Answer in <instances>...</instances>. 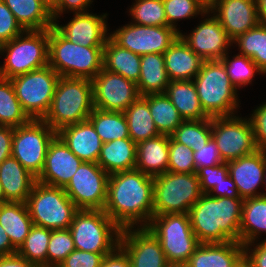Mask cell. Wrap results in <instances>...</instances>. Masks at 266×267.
<instances>
[{
	"mask_svg": "<svg viewBox=\"0 0 266 267\" xmlns=\"http://www.w3.org/2000/svg\"><path fill=\"white\" fill-rule=\"evenodd\" d=\"M249 119L257 149L266 151V102L258 106Z\"/></svg>",
	"mask_w": 266,
	"mask_h": 267,
	"instance_id": "obj_51",
	"label": "cell"
},
{
	"mask_svg": "<svg viewBox=\"0 0 266 267\" xmlns=\"http://www.w3.org/2000/svg\"><path fill=\"white\" fill-rule=\"evenodd\" d=\"M73 15V19L71 18L66 25L54 22V27L70 42L85 47H104L110 36V33H107L108 15H97L88 11Z\"/></svg>",
	"mask_w": 266,
	"mask_h": 267,
	"instance_id": "obj_20",
	"label": "cell"
},
{
	"mask_svg": "<svg viewBox=\"0 0 266 267\" xmlns=\"http://www.w3.org/2000/svg\"><path fill=\"white\" fill-rule=\"evenodd\" d=\"M48 65L61 77L92 80L103 68V47L70 42L52 26L48 29Z\"/></svg>",
	"mask_w": 266,
	"mask_h": 267,
	"instance_id": "obj_3",
	"label": "cell"
},
{
	"mask_svg": "<svg viewBox=\"0 0 266 267\" xmlns=\"http://www.w3.org/2000/svg\"><path fill=\"white\" fill-rule=\"evenodd\" d=\"M60 75L49 65L11 78L23 110L31 119L48 113Z\"/></svg>",
	"mask_w": 266,
	"mask_h": 267,
	"instance_id": "obj_11",
	"label": "cell"
},
{
	"mask_svg": "<svg viewBox=\"0 0 266 267\" xmlns=\"http://www.w3.org/2000/svg\"><path fill=\"white\" fill-rule=\"evenodd\" d=\"M82 162L56 135L48 146L44 166L37 177V182L64 188Z\"/></svg>",
	"mask_w": 266,
	"mask_h": 267,
	"instance_id": "obj_19",
	"label": "cell"
},
{
	"mask_svg": "<svg viewBox=\"0 0 266 267\" xmlns=\"http://www.w3.org/2000/svg\"><path fill=\"white\" fill-rule=\"evenodd\" d=\"M167 25L177 29L176 22L199 14L206 16L208 5L204 0H163Z\"/></svg>",
	"mask_w": 266,
	"mask_h": 267,
	"instance_id": "obj_44",
	"label": "cell"
},
{
	"mask_svg": "<svg viewBox=\"0 0 266 267\" xmlns=\"http://www.w3.org/2000/svg\"><path fill=\"white\" fill-rule=\"evenodd\" d=\"M263 232L266 233V194L244 199L239 242L242 245L255 243Z\"/></svg>",
	"mask_w": 266,
	"mask_h": 267,
	"instance_id": "obj_34",
	"label": "cell"
},
{
	"mask_svg": "<svg viewBox=\"0 0 266 267\" xmlns=\"http://www.w3.org/2000/svg\"><path fill=\"white\" fill-rule=\"evenodd\" d=\"M56 135L57 132L42 119H31L24 125L14 127L12 156L38 177L44 166L48 146Z\"/></svg>",
	"mask_w": 266,
	"mask_h": 267,
	"instance_id": "obj_12",
	"label": "cell"
},
{
	"mask_svg": "<svg viewBox=\"0 0 266 267\" xmlns=\"http://www.w3.org/2000/svg\"><path fill=\"white\" fill-rule=\"evenodd\" d=\"M100 267H131V262L126 251L118 245L103 257Z\"/></svg>",
	"mask_w": 266,
	"mask_h": 267,
	"instance_id": "obj_54",
	"label": "cell"
},
{
	"mask_svg": "<svg viewBox=\"0 0 266 267\" xmlns=\"http://www.w3.org/2000/svg\"><path fill=\"white\" fill-rule=\"evenodd\" d=\"M5 197H4V193H3V190H2V186L0 184V204L2 203H5Z\"/></svg>",
	"mask_w": 266,
	"mask_h": 267,
	"instance_id": "obj_61",
	"label": "cell"
},
{
	"mask_svg": "<svg viewBox=\"0 0 266 267\" xmlns=\"http://www.w3.org/2000/svg\"><path fill=\"white\" fill-rule=\"evenodd\" d=\"M93 109L92 80L60 76L50 109L42 120L58 132L65 126L88 120Z\"/></svg>",
	"mask_w": 266,
	"mask_h": 267,
	"instance_id": "obj_4",
	"label": "cell"
},
{
	"mask_svg": "<svg viewBox=\"0 0 266 267\" xmlns=\"http://www.w3.org/2000/svg\"><path fill=\"white\" fill-rule=\"evenodd\" d=\"M24 30H47L54 26L52 9L44 0H3Z\"/></svg>",
	"mask_w": 266,
	"mask_h": 267,
	"instance_id": "obj_29",
	"label": "cell"
},
{
	"mask_svg": "<svg viewBox=\"0 0 266 267\" xmlns=\"http://www.w3.org/2000/svg\"><path fill=\"white\" fill-rule=\"evenodd\" d=\"M193 156L195 160L196 171L202 167L216 166L220 163H223L216 143L212 137L204 146L198 148V151H193Z\"/></svg>",
	"mask_w": 266,
	"mask_h": 267,
	"instance_id": "obj_50",
	"label": "cell"
},
{
	"mask_svg": "<svg viewBox=\"0 0 266 267\" xmlns=\"http://www.w3.org/2000/svg\"><path fill=\"white\" fill-rule=\"evenodd\" d=\"M228 54L226 53L220 61L224 64L231 82L237 89L250 84L255 74H263L251 58L237 54L229 59Z\"/></svg>",
	"mask_w": 266,
	"mask_h": 267,
	"instance_id": "obj_42",
	"label": "cell"
},
{
	"mask_svg": "<svg viewBox=\"0 0 266 267\" xmlns=\"http://www.w3.org/2000/svg\"><path fill=\"white\" fill-rule=\"evenodd\" d=\"M132 5L129 9L132 23L145 26H168L163 0H135Z\"/></svg>",
	"mask_w": 266,
	"mask_h": 267,
	"instance_id": "obj_43",
	"label": "cell"
},
{
	"mask_svg": "<svg viewBox=\"0 0 266 267\" xmlns=\"http://www.w3.org/2000/svg\"><path fill=\"white\" fill-rule=\"evenodd\" d=\"M92 83L93 106L103 111L124 112L140 96L134 81L104 68Z\"/></svg>",
	"mask_w": 266,
	"mask_h": 267,
	"instance_id": "obj_16",
	"label": "cell"
},
{
	"mask_svg": "<svg viewBox=\"0 0 266 267\" xmlns=\"http://www.w3.org/2000/svg\"><path fill=\"white\" fill-rule=\"evenodd\" d=\"M169 82L163 54L141 56L140 77L136 83L140 96L165 93Z\"/></svg>",
	"mask_w": 266,
	"mask_h": 267,
	"instance_id": "obj_32",
	"label": "cell"
},
{
	"mask_svg": "<svg viewBox=\"0 0 266 267\" xmlns=\"http://www.w3.org/2000/svg\"><path fill=\"white\" fill-rule=\"evenodd\" d=\"M0 267H41L31 263L17 253L13 255L0 256Z\"/></svg>",
	"mask_w": 266,
	"mask_h": 267,
	"instance_id": "obj_57",
	"label": "cell"
},
{
	"mask_svg": "<svg viewBox=\"0 0 266 267\" xmlns=\"http://www.w3.org/2000/svg\"><path fill=\"white\" fill-rule=\"evenodd\" d=\"M239 267H250L245 261Z\"/></svg>",
	"mask_w": 266,
	"mask_h": 267,
	"instance_id": "obj_62",
	"label": "cell"
},
{
	"mask_svg": "<svg viewBox=\"0 0 266 267\" xmlns=\"http://www.w3.org/2000/svg\"><path fill=\"white\" fill-rule=\"evenodd\" d=\"M169 135L160 134L137 143L135 168L151 177L167 172Z\"/></svg>",
	"mask_w": 266,
	"mask_h": 267,
	"instance_id": "obj_27",
	"label": "cell"
},
{
	"mask_svg": "<svg viewBox=\"0 0 266 267\" xmlns=\"http://www.w3.org/2000/svg\"><path fill=\"white\" fill-rule=\"evenodd\" d=\"M202 193H209L211 189L229 175L227 162L216 166L202 167L196 171Z\"/></svg>",
	"mask_w": 266,
	"mask_h": 267,
	"instance_id": "obj_47",
	"label": "cell"
},
{
	"mask_svg": "<svg viewBox=\"0 0 266 267\" xmlns=\"http://www.w3.org/2000/svg\"><path fill=\"white\" fill-rule=\"evenodd\" d=\"M34 225L51 230L69 229L79 210L64 188L36 182L26 201Z\"/></svg>",
	"mask_w": 266,
	"mask_h": 267,
	"instance_id": "obj_10",
	"label": "cell"
},
{
	"mask_svg": "<svg viewBox=\"0 0 266 267\" xmlns=\"http://www.w3.org/2000/svg\"><path fill=\"white\" fill-rule=\"evenodd\" d=\"M109 35L120 47L142 56L164 54L180 36V32L171 26H145L131 22Z\"/></svg>",
	"mask_w": 266,
	"mask_h": 267,
	"instance_id": "obj_14",
	"label": "cell"
},
{
	"mask_svg": "<svg viewBox=\"0 0 266 267\" xmlns=\"http://www.w3.org/2000/svg\"><path fill=\"white\" fill-rule=\"evenodd\" d=\"M0 54L5 57L4 64L0 66V77L5 79L47 66L48 29L25 30L11 41L0 45Z\"/></svg>",
	"mask_w": 266,
	"mask_h": 267,
	"instance_id": "obj_6",
	"label": "cell"
},
{
	"mask_svg": "<svg viewBox=\"0 0 266 267\" xmlns=\"http://www.w3.org/2000/svg\"><path fill=\"white\" fill-rule=\"evenodd\" d=\"M208 11L232 40L259 24L255 0H214L208 5Z\"/></svg>",
	"mask_w": 266,
	"mask_h": 267,
	"instance_id": "obj_21",
	"label": "cell"
},
{
	"mask_svg": "<svg viewBox=\"0 0 266 267\" xmlns=\"http://www.w3.org/2000/svg\"><path fill=\"white\" fill-rule=\"evenodd\" d=\"M259 24L266 26V0H255Z\"/></svg>",
	"mask_w": 266,
	"mask_h": 267,
	"instance_id": "obj_59",
	"label": "cell"
},
{
	"mask_svg": "<svg viewBox=\"0 0 266 267\" xmlns=\"http://www.w3.org/2000/svg\"><path fill=\"white\" fill-rule=\"evenodd\" d=\"M153 184L154 177L136 168L109 175L104 212L121 229L147 227L154 216Z\"/></svg>",
	"mask_w": 266,
	"mask_h": 267,
	"instance_id": "obj_1",
	"label": "cell"
},
{
	"mask_svg": "<svg viewBox=\"0 0 266 267\" xmlns=\"http://www.w3.org/2000/svg\"><path fill=\"white\" fill-rule=\"evenodd\" d=\"M167 171L172 173H196L193 150L169 136V162Z\"/></svg>",
	"mask_w": 266,
	"mask_h": 267,
	"instance_id": "obj_46",
	"label": "cell"
},
{
	"mask_svg": "<svg viewBox=\"0 0 266 267\" xmlns=\"http://www.w3.org/2000/svg\"><path fill=\"white\" fill-rule=\"evenodd\" d=\"M214 0H207V5H209L210 3H212Z\"/></svg>",
	"mask_w": 266,
	"mask_h": 267,
	"instance_id": "obj_65",
	"label": "cell"
},
{
	"mask_svg": "<svg viewBox=\"0 0 266 267\" xmlns=\"http://www.w3.org/2000/svg\"><path fill=\"white\" fill-rule=\"evenodd\" d=\"M207 10V18L202 20L190 34L180 32L183 41L204 61L221 60L233 45L232 39L219 20ZM209 16V17H208Z\"/></svg>",
	"mask_w": 266,
	"mask_h": 267,
	"instance_id": "obj_17",
	"label": "cell"
},
{
	"mask_svg": "<svg viewBox=\"0 0 266 267\" xmlns=\"http://www.w3.org/2000/svg\"><path fill=\"white\" fill-rule=\"evenodd\" d=\"M232 43L237 44L239 53L253 60L266 74V26L258 24L244 34L237 36Z\"/></svg>",
	"mask_w": 266,
	"mask_h": 267,
	"instance_id": "obj_38",
	"label": "cell"
},
{
	"mask_svg": "<svg viewBox=\"0 0 266 267\" xmlns=\"http://www.w3.org/2000/svg\"><path fill=\"white\" fill-rule=\"evenodd\" d=\"M266 151L256 150L254 153L227 162L229 175L235 182L242 199L265 195L257 192L264 184Z\"/></svg>",
	"mask_w": 266,
	"mask_h": 267,
	"instance_id": "obj_22",
	"label": "cell"
},
{
	"mask_svg": "<svg viewBox=\"0 0 266 267\" xmlns=\"http://www.w3.org/2000/svg\"><path fill=\"white\" fill-rule=\"evenodd\" d=\"M75 249L111 253L120 240L121 228L104 210L79 209L69 227Z\"/></svg>",
	"mask_w": 266,
	"mask_h": 267,
	"instance_id": "obj_8",
	"label": "cell"
},
{
	"mask_svg": "<svg viewBox=\"0 0 266 267\" xmlns=\"http://www.w3.org/2000/svg\"><path fill=\"white\" fill-rule=\"evenodd\" d=\"M243 201L242 198L212 197L203 193L188 213L199 242H239Z\"/></svg>",
	"mask_w": 266,
	"mask_h": 267,
	"instance_id": "obj_2",
	"label": "cell"
},
{
	"mask_svg": "<svg viewBox=\"0 0 266 267\" xmlns=\"http://www.w3.org/2000/svg\"><path fill=\"white\" fill-rule=\"evenodd\" d=\"M57 135L83 162L97 163L103 142L89 120L65 126Z\"/></svg>",
	"mask_w": 266,
	"mask_h": 267,
	"instance_id": "obj_24",
	"label": "cell"
},
{
	"mask_svg": "<svg viewBox=\"0 0 266 267\" xmlns=\"http://www.w3.org/2000/svg\"><path fill=\"white\" fill-rule=\"evenodd\" d=\"M44 1L51 9H53L60 2V0H44Z\"/></svg>",
	"mask_w": 266,
	"mask_h": 267,
	"instance_id": "obj_60",
	"label": "cell"
},
{
	"mask_svg": "<svg viewBox=\"0 0 266 267\" xmlns=\"http://www.w3.org/2000/svg\"><path fill=\"white\" fill-rule=\"evenodd\" d=\"M106 254L109 253L86 252L75 249L58 267H100Z\"/></svg>",
	"mask_w": 266,
	"mask_h": 267,
	"instance_id": "obj_49",
	"label": "cell"
},
{
	"mask_svg": "<svg viewBox=\"0 0 266 267\" xmlns=\"http://www.w3.org/2000/svg\"><path fill=\"white\" fill-rule=\"evenodd\" d=\"M170 136L176 142L198 151L212 137L211 117L204 120H185Z\"/></svg>",
	"mask_w": 266,
	"mask_h": 267,
	"instance_id": "obj_41",
	"label": "cell"
},
{
	"mask_svg": "<svg viewBox=\"0 0 266 267\" xmlns=\"http://www.w3.org/2000/svg\"><path fill=\"white\" fill-rule=\"evenodd\" d=\"M203 193L196 173L165 172L154 177V215L184 213L199 200Z\"/></svg>",
	"mask_w": 266,
	"mask_h": 267,
	"instance_id": "obj_9",
	"label": "cell"
},
{
	"mask_svg": "<svg viewBox=\"0 0 266 267\" xmlns=\"http://www.w3.org/2000/svg\"><path fill=\"white\" fill-rule=\"evenodd\" d=\"M88 120L94 126L103 143L130 138L124 112L103 111L94 108Z\"/></svg>",
	"mask_w": 266,
	"mask_h": 267,
	"instance_id": "obj_36",
	"label": "cell"
},
{
	"mask_svg": "<svg viewBox=\"0 0 266 267\" xmlns=\"http://www.w3.org/2000/svg\"><path fill=\"white\" fill-rule=\"evenodd\" d=\"M0 224L17 251L34 225L26 203L5 202L0 204Z\"/></svg>",
	"mask_w": 266,
	"mask_h": 267,
	"instance_id": "obj_31",
	"label": "cell"
},
{
	"mask_svg": "<svg viewBox=\"0 0 266 267\" xmlns=\"http://www.w3.org/2000/svg\"><path fill=\"white\" fill-rule=\"evenodd\" d=\"M243 262L240 242L201 243L184 267H239Z\"/></svg>",
	"mask_w": 266,
	"mask_h": 267,
	"instance_id": "obj_23",
	"label": "cell"
},
{
	"mask_svg": "<svg viewBox=\"0 0 266 267\" xmlns=\"http://www.w3.org/2000/svg\"><path fill=\"white\" fill-rule=\"evenodd\" d=\"M136 150L131 138L103 143L97 164L109 175L135 169Z\"/></svg>",
	"mask_w": 266,
	"mask_h": 267,
	"instance_id": "obj_28",
	"label": "cell"
},
{
	"mask_svg": "<svg viewBox=\"0 0 266 267\" xmlns=\"http://www.w3.org/2000/svg\"><path fill=\"white\" fill-rule=\"evenodd\" d=\"M15 253L16 250L12 247L9 236L0 224V256L13 255Z\"/></svg>",
	"mask_w": 266,
	"mask_h": 267,
	"instance_id": "obj_58",
	"label": "cell"
},
{
	"mask_svg": "<svg viewBox=\"0 0 266 267\" xmlns=\"http://www.w3.org/2000/svg\"><path fill=\"white\" fill-rule=\"evenodd\" d=\"M147 228L159 240L170 265L184 266L201 244L192 230L189 214L154 215Z\"/></svg>",
	"mask_w": 266,
	"mask_h": 267,
	"instance_id": "obj_7",
	"label": "cell"
},
{
	"mask_svg": "<svg viewBox=\"0 0 266 267\" xmlns=\"http://www.w3.org/2000/svg\"><path fill=\"white\" fill-rule=\"evenodd\" d=\"M14 127L0 125V164L12 156V137Z\"/></svg>",
	"mask_w": 266,
	"mask_h": 267,
	"instance_id": "obj_56",
	"label": "cell"
},
{
	"mask_svg": "<svg viewBox=\"0 0 266 267\" xmlns=\"http://www.w3.org/2000/svg\"><path fill=\"white\" fill-rule=\"evenodd\" d=\"M25 30L3 0H0V45L11 41Z\"/></svg>",
	"mask_w": 266,
	"mask_h": 267,
	"instance_id": "obj_48",
	"label": "cell"
},
{
	"mask_svg": "<svg viewBox=\"0 0 266 267\" xmlns=\"http://www.w3.org/2000/svg\"><path fill=\"white\" fill-rule=\"evenodd\" d=\"M30 120L15 95L11 79L0 77V125L18 127Z\"/></svg>",
	"mask_w": 266,
	"mask_h": 267,
	"instance_id": "obj_39",
	"label": "cell"
},
{
	"mask_svg": "<svg viewBox=\"0 0 266 267\" xmlns=\"http://www.w3.org/2000/svg\"><path fill=\"white\" fill-rule=\"evenodd\" d=\"M264 185H266V164H265V172H264Z\"/></svg>",
	"mask_w": 266,
	"mask_h": 267,
	"instance_id": "obj_63",
	"label": "cell"
},
{
	"mask_svg": "<svg viewBox=\"0 0 266 267\" xmlns=\"http://www.w3.org/2000/svg\"><path fill=\"white\" fill-rule=\"evenodd\" d=\"M255 245V246H254ZM254 248H252V247ZM244 261L250 267H266V239L243 245ZM252 248V249H251Z\"/></svg>",
	"mask_w": 266,
	"mask_h": 267,
	"instance_id": "obj_52",
	"label": "cell"
},
{
	"mask_svg": "<svg viewBox=\"0 0 266 267\" xmlns=\"http://www.w3.org/2000/svg\"><path fill=\"white\" fill-rule=\"evenodd\" d=\"M147 103L160 134L170 136L184 121L165 93L147 95Z\"/></svg>",
	"mask_w": 266,
	"mask_h": 267,
	"instance_id": "obj_37",
	"label": "cell"
},
{
	"mask_svg": "<svg viewBox=\"0 0 266 267\" xmlns=\"http://www.w3.org/2000/svg\"><path fill=\"white\" fill-rule=\"evenodd\" d=\"M109 174L95 162H82L64 187L78 209L103 210Z\"/></svg>",
	"mask_w": 266,
	"mask_h": 267,
	"instance_id": "obj_15",
	"label": "cell"
},
{
	"mask_svg": "<svg viewBox=\"0 0 266 267\" xmlns=\"http://www.w3.org/2000/svg\"><path fill=\"white\" fill-rule=\"evenodd\" d=\"M51 231V229L33 225L16 253L31 263L47 267V250Z\"/></svg>",
	"mask_w": 266,
	"mask_h": 267,
	"instance_id": "obj_40",
	"label": "cell"
},
{
	"mask_svg": "<svg viewBox=\"0 0 266 267\" xmlns=\"http://www.w3.org/2000/svg\"><path fill=\"white\" fill-rule=\"evenodd\" d=\"M168 267H184V266H180V265H169Z\"/></svg>",
	"mask_w": 266,
	"mask_h": 267,
	"instance_id": "obj_64",
	"label": "cell"
},
{
	"mask_svg": "<svg viewBox=\"0 0 266 267\" xmlns=\"http://www.w3.org/2000/svg\"><path fill=\"white\" fill-rule=\"evenodd\" d=\"M119 245L128 254L131 267H168L170 265L159 240L147 227L122 229Z\"/></svg>",
	"mask_w": 266,
	"mask_h": 267,
	"instance_id": "obj_18",
	"label": "cell"
},
{
	"mask_svg": "<svg viewBox=\"0 0 266 267\" xmlns=\"http://www.w3.org/2000/svg\"><path fill=\"white\" fill-rule=\"evenodd\" d=\"M130 138L137 144L154 138L158 132L150 114L147 95L139 96L125 111Z\"/></svg>",
	"mask_w": 266,
	"mask_h": 267,
	"instance_id": "obj_35",
	"label": "cell"
},
{
	"mask_svg": "<svg viewBox=\"0 0 266 267\" xmlns=\"http://www.w3.org/2000/svg\"><path fill=\"white\" fill-rule=\"evenodd\" d=\"M211 131L223 162L238 159L258 150L252 125L247 117H212Z\"/></svg>",
	"mask_w": 266,
	"mask_h": 267,
	"instance_id": "obj_13",
	"label": "cell"
},
{
	"mask_svg": "<svg viewBox=\"0 0 266 267\" xmlns=\"http://www.w3.org/2000/svg\"><path fill=\"white\" fill-rule=\"evenodd\" d=\"M163 55L170 81L193 80L204 62L180 36Z\"/></svg>",
	"mask_w": 266,
	"mask_h": 267,
	"instance_id": "obj_26",
	"label": "cell"
},
{
	"mask_svg": "<svg viewBox=\"0 0 266 267\" xmlns=\"http://www.w3.org/2000/svg\"><path fill=\"white\" fill-rule=\"evenodd\" d=\"M141 56L117 45L110 37L103 47V68L138 82Z\"/></svg>",
	"mask_w": 266,
	"mask_h": 267,
	"instance_id": "obj_33",
	"label": "cell"
},
{
	"mask_svg": "<svg viewBox=\"0 0 266 267\" xmlns=\"http://www.w3.org/2000/svg\"><path fill=\"white\" fill-rule=\"evenodd\" d=\"M93 0H60V2L52 9V17L54 22H58L63 13L72 11L73 13L87 12ZM65 11V12H64Z\"/></svg>",
	"mask_w": 266,
	"mask_h": 267,
	"instance_id": "obj_53",
	"label": "cell"
},
{
	"mask_svg": "<svg viewBox=\"0 0 266 267\" xmlns=\"http://www.w3.org/2000/svg\"><path fill=\"white\" fill-rule=\"evenodd\" d=\"M36 182L37 177L15 157L10 156L0 164V184L6 202L26 203Z\"/></svg>",
	"mask_w": 266,
	"mask_h": 267,
	"instance_id": "obj_25",
	"label": "cell"
},
{
	"mask_svg": "<svg viewBox=\"0 0 266 267\" xmlns=\"http://www.w3.org/2000/svg\"><path fill=\"white\" fill-rule=\"evenodd\" d=\"M193 83L200 104L209 117L233 116L237 113L240 107L238 90L220 60L204 61Z\"/></svg>",
	"mask_w": 266,
	"mask_h": 267,
	"instance_id": "obj_5",
	"label": "cell"
},
{
	"mask_svg": "<svg viewBox=\"0 0 266 267\" xmlns=\"http://www.w3.org/2000/svg\"><path fill=\"white\" fill-rule=\"evenodd\" d=\"M74 250V241L69 229L52 230L47 250V267H58Z\"/></svg>",
	"mask_w": 266,
	"mask_h": 267,
	"instance_id": "obj_45",
	"label": "cell"
},
{
	"mask_svg": "<svg viewBox=\"0 0 266 267\" xmlns=\"http://www.w3.org/2000/svg\"><path fill=\"white\" fill-rule=\"evenodd\" d=\"M208 194L212 197L241 198L238 194L235 182L230 175L224 178L219 184H216Z\"/></svg>",
	"mask_w": 266,
	"mask_h": 267,
	"instance_id": "obj_55",
	"label": "cell"
},
{
	"mask_svg": "<svg viewBox=\"0 0 266 267\" xmlns=\"http://www.w3.org/2000/svg\"><path fill=\"white\" fill-rule=\"evenodd\" d=\"M165 94L184 121L210 118L200 104L193 80L170 81Z\"/></svg>",
	"mask_w": 266,
	"mask_h": 267,
	"instance_id": "obj_30",
	"label": "cell"
}]
</instances>
